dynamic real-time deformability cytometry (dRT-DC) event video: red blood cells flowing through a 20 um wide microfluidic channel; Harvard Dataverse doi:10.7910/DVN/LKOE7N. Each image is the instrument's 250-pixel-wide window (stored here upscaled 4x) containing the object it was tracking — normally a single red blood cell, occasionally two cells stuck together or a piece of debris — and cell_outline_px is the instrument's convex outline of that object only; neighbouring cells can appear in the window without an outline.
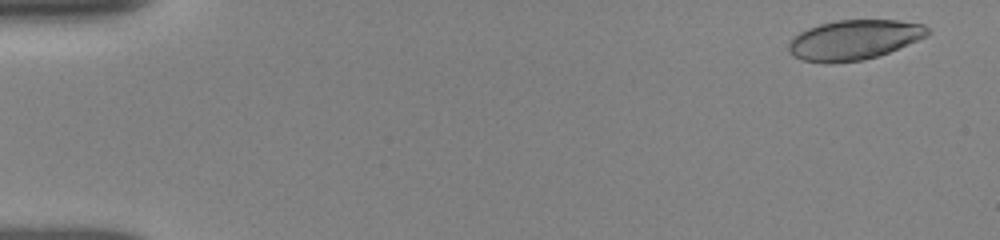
{"species": "human", "species_latin": "Homo sapiens", "temperature_condition": "room temperature", "stored_images_in_passage": 15, "camera_frame_rate_fps": 3000, "um_per_image_px": 0.085, "donor": {"sex": "female"}, "frame": {"image": 1, "passage_image": 1, "time_ms": 0.0, "image_size_px": [1000, 240], "cell_outline_px": [[932, 32], [928, 36], [888, 52], [864, 60], [832, 64], [824, 64], [800, 60], [792, 56], [788, 52], [788, 44], [800, 32], [808, 28], [820, 24], [840, 20], [896, 20], [924, 24]], "centroid_in_image_um": [72.58, 3.4], "position_along_channel_um": 12.4, "area_um2": 32.48}}
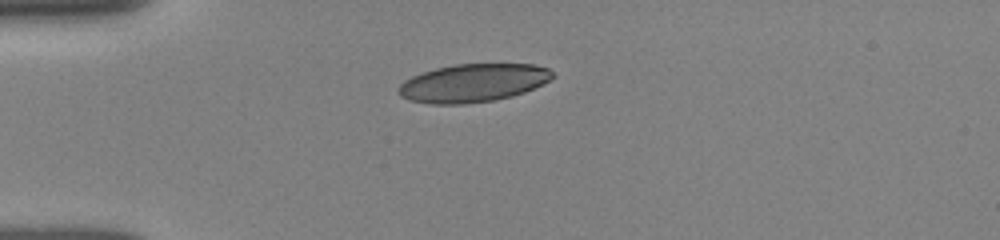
{"frame": {"image": 2, "passage_image": 9, "time_ms": 3.667, "image_size_px": [1000, 240], "cell_outline_px": [[556, 76], [524, 92], [512, 96], [496, 100], [464, 104], [432, 104], [408, 100], [400, 96], [396, 92], [396, 88], [404, 80], [412, 76], [436, 68], [456, 64], [532, 64], [548, 68]], "centroid_in_image_um": [40.16, 7.06], "position_along_channel_um": 44.8, "area_um2": 34.28}}
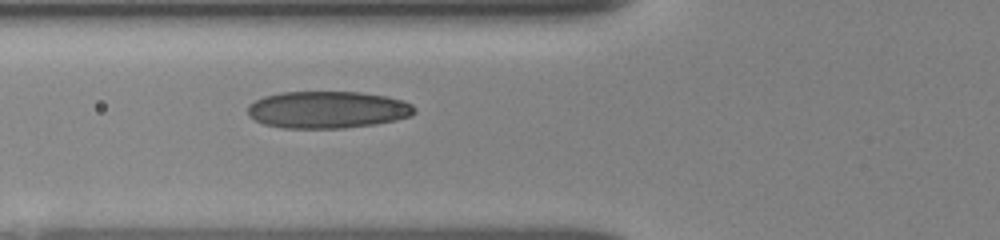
{"frame": {"image": 3, "passage_image": 15, "time_ms": 5.667, "image_size_px": [1000, 240], "cell_outline_px": [[416, 112], [412, 116], [396, 120], [372, 124], [344, 128], [284, 128], [264, 124], [248, 116], [248, 104], [264, 96], [280, 92], [360, 92], [384, 96], [404, 100], [412, 104], [416, 108]], "centroid_in_image_um": [27.85, 9.32], "position_along_channel_um": 97.9, "area_um2": 36.13}}